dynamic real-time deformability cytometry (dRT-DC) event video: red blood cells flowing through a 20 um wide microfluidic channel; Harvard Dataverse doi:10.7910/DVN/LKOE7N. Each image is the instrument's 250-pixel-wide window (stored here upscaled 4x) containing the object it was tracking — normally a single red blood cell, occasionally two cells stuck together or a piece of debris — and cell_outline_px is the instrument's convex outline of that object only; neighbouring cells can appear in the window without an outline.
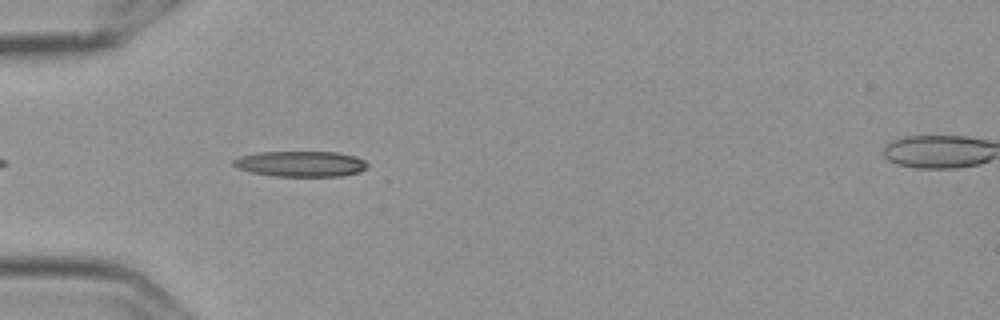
{"species": "Egyptian fruit bat (a non-hibernating species)", "species_latin": "Rousettus aegyptiacus", "temperature_condition": "cold", "stored_images_in_passage": 43, "camera_frame_rate_fps": 3000, "um_per_image_px": 0.085, "frame": {"image": 1, "passage_image": 4, "time_ms": 1.0, "image_size_px": [1000, 320], "cell_outline_px": [[368, 168], [360, 172], [340, 176], [272, 176], [252, 172], [236, 168], [232, 164], [232, 160], [240, 156], [260, 152], [336, 152], [356, 156], [364, 160], [368, 164]], "centroid_in_image_um": [25.57, 13.93], "position_along_channel_um": 59.4, "area_um2": 20.11}}
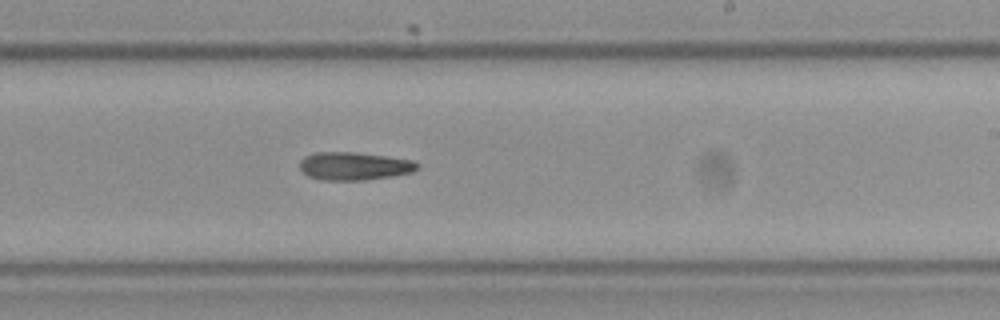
{"frame": {"image": 2, "passage_image": 21, "time_ms": 6.667, "image_size_px": [1000, 320], "cell_outline_px": [[420, 168], [412, 172], [392, 176], [364, 180], [320, 180], [308, 176], [300, 168], [300, 160], [304, 156], [316, 152], [352, 152], [384, 156], [412, 160], [420, 164]], "centroid_in_image_um": [30.1, 14.12], "position_along_channel_um": 258.9, "area_um2": 19.19}}
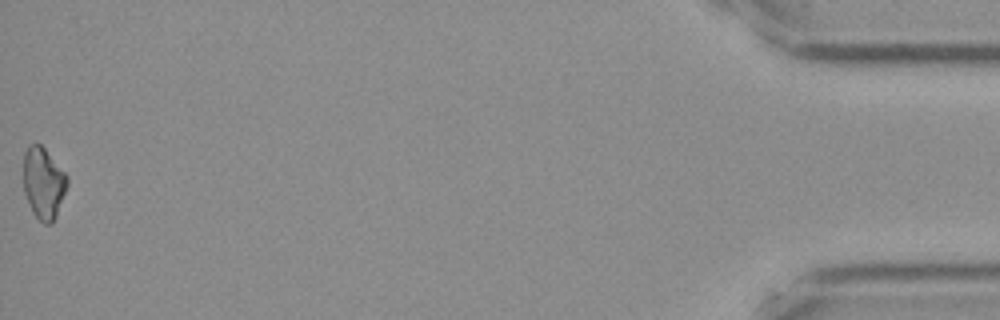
{"frame": {"image": 3, "passage_image": 43, "time_ms": 14.0, "image_size_px": [1000, 320], "cell_outline_px": [[68, 184], [56, 216], [52, 224], [44, 224], [32, 212], [24, 192], [24, 152], [28, 144], [40, 144], [44, 148], [68, 176]], "centroid_in_image_um": [3.69, 15.57], "position_along_channel_um": 431.5, "area_um2": 18.15}}